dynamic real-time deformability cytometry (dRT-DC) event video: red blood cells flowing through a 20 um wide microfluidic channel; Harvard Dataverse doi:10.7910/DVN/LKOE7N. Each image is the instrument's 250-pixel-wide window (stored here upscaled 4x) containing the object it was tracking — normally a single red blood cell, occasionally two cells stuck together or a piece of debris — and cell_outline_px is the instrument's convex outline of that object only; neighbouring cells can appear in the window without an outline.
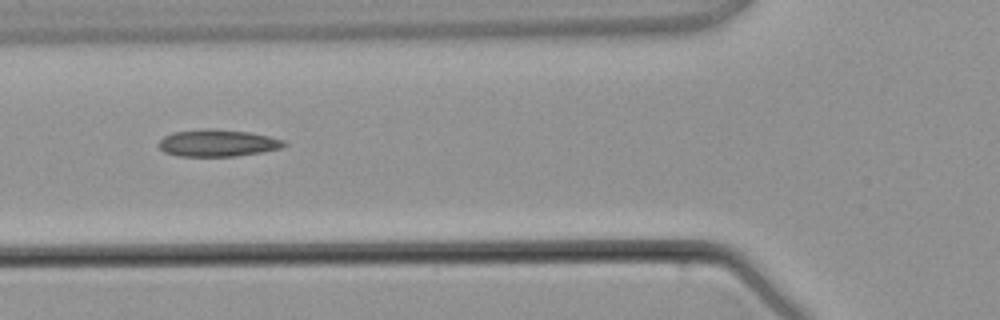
{"species": "common noctule bat (a hibernating species)", "species_latin": "Nyctalus noctula", "temperature_condition": "warm", "stored_images_in_passage": 4, "camera_frame_rate_fps": 3000, "um_per_image_px": 0.085, "animal": {"sex": "male", "body_mass_g": 21.5, "forearm_length_mm": 52.0}, "frame": {"image": 1, "passage_image": 4, "time_ms": 4.333, "image_size_px": [1000, 320], "cell_outline_px": [[288, 144], [280, 148], [260, 152], [236, 156], [176, 156], [164, 152], [160, 148], [160, 140], [164, 136], [172, 132], [204, 128], [216, 128], [248, 132], [268, 136], [284, 140]], "centroid_in_image_um": [18.48, 12.15], "position_along_channel_um": 107.3, "area_um2": 19.77}}